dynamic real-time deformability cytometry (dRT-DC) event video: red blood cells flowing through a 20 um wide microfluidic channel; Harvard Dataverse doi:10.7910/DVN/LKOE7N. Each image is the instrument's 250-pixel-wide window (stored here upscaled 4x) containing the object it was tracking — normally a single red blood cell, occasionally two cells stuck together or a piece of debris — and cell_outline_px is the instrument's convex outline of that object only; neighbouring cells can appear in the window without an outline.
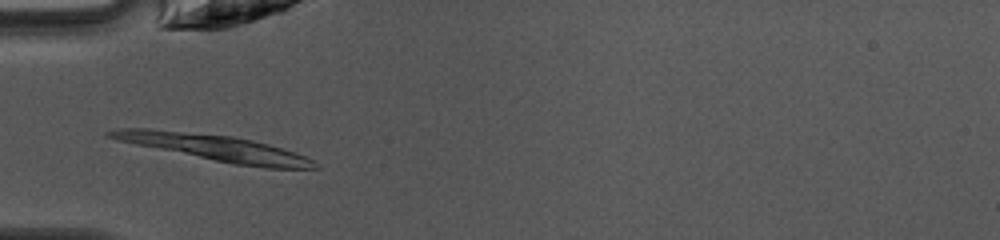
{"species": "common noctule bat (a hibernating species)", "species_latin": "Nyctalus noctula", "temperature_condition": "warm", "stored_images_in_passage": 34, "camera_frame_rate_fps": 3000, "um_per_image_px": 0.085, "animal": {"sex": "female", "body_mass_g": 10.0, "forearm_length_mm": 53.1}, "frame": {"image": 1, "passage_image": 2, "time_ms": 0.333, "image_size_px": [1000, 240], "cell_outline_px": [[320, 168], [264, 168], [232, 164], [116, 140], [104, 136], [104, 132], [120, 128], [148, 128], [232, 136], [252, 140], [268, 144], [296, 152], [312, 160]], "centroid_in_image_um": [18.22, 12.55], "position_along_channel_um": 66.8, "area_um2": 30.87}}
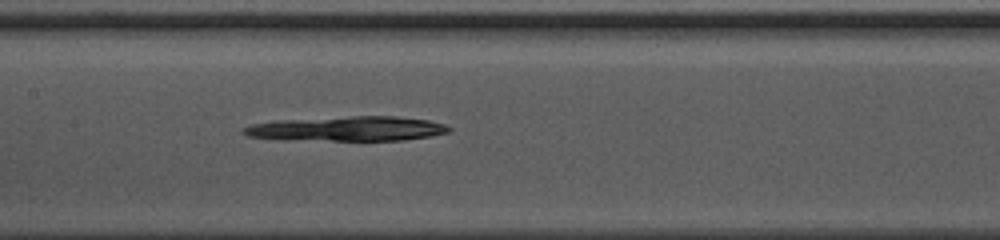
{"frame": {"image": 2, "passage_image": 10, "time_ms": 3.0, "image_size_px": [1000, 240], "cell_outline_px": [[452, 128], [448, 132], [428, 136], [404, 140], [280, 140], [248, 136], [240, 132], [240, 128], [252, 124], [280, 120], [352, 116], [396, 116], [428, 120], [444, 124]], "centroid_in_image_um": [29.45, 10.94], "position_along_channel_um": 177.9, "area_um2": 29.59}}
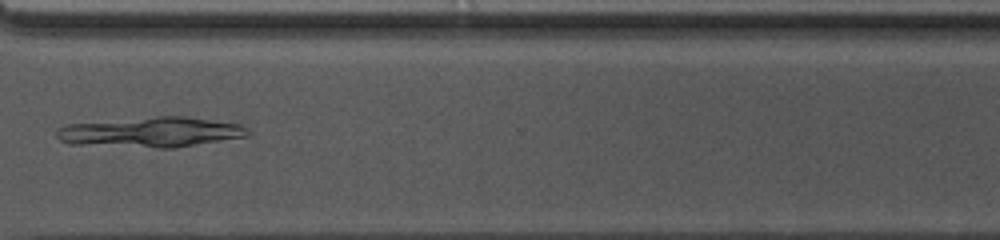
{"frame": {"image": 3, "passage_image": 23, "time_ms": 7.333, "image_size_px": [1000, 240], "cell_outline_px": [[248, 136], [176, 148], [156, 148], [68, 144], [60, 140], [56, 136], [56, 128], [68, 124], [156, 116], [184, 116], [240, 124], [248, 128]], "centroid_in_image_um": [12.81, 11.24], "position_along_channel_um": 357.8, "area_um2": 33.76}}